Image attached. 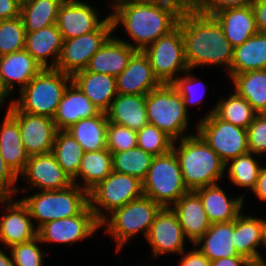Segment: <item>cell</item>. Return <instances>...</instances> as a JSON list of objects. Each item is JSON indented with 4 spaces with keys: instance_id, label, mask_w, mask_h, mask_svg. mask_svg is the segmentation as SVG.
<instances>
[{
    "instance_id": "cell-56",
    "label": "cell",
    "mask_w": 266,
    "mask_h": 266,
    "mask_svg": "<svg viewBox=\"0 0 266 266\" xmlns=\"http://www.w3.org/2000/svg\"><path fill=\"white\" fill-rule=\"evenodd\" d=\"M243 266H266V260L263 257L258 259H249Z\"/></svg>"
},
{
    "instance_id": "cell-6",
    "label": "cell",
    "mask_w": 266,
    "mask_h": 266,
    "mask_svg": "<svg viewBox=\"0 0 266 266\" xmlns=\"http://www.w3.org/2000/svg\"><path fill=\"white\" fill-rule=\"evenodd\" d=\"M39 229L47 222L78 215L88 204V192L73 184L62 190L38 191L20 199Z\"/></svg>"
},
{
    "instance_id": "cell-23",
    "label": "cell",
    "mask_w": 266,
    "mask_h": 266,
    "mask_svg": "<svg viewBox=\"0 0 266 266\" xmlns=\"http://www.w3.org/2000/svg\"><path fill=\"white\" fill-rule=\"evenodd\" d=\"M136 51L129 44L111 35L92 56L86 70L117 77L127 67Z\"/></svg>"
},
{
    "instance_id": "cell-33",
    "label": "cell",
    "mask_w": 266,
    "mask_h": 266,
    "mask_svg": "<svg viewBox=\"0 0 266 266\" xmlns=\"http://www.w3.org/2000/svg\"><path fill=\"white\" fill-rule=\"evenodd\" d=\"M112 172V153L107 148L84 152L78 175L73 179V183L89 192ZM81 181L83 182L80 183Z\"/></svg>"
},
{
    "instance_id": "cell-58",
    "label": "cell",
    "mask_w": 266,
    "mask_h": 266,
    "mask_svg": "<svg viewBox=\"0 0 266 266\" xmlns=\"http://www.w3.org/2000/svg\"><path fill=\"white\" fill-rule=\"evenodd\" d=\"M130 1L132 0H110V7L113 9L112 11H114L117 7Z\"/></svg>"
},
{
    "instance_id": "cell-5",
    "label": "cell",
    "mask_w": 266,
    "mask_h": 266,
    "mask_svg": "<svg viewBox=\"0 0 266 266\" xmlns=\"http://www.w3.org/2000/svg\"><path fill=\"white\" fill-rule=\"evenodd\" d=\"M161 208L150 197L143 195L114 210L100 223V226L104 227V232L112 237L118 253L139 232L146 238Z\"/></svg>"
},
{
    "instance_id": "cell-35",
    "label": "cell",
    "mask_w": 266,
    "mask_h": 266,
    "mask_svg": "<svg viewBox=\"0 0 266 266\" xmlns=\"http://www.w3.org/2000/svg\"><path fill=\"white\" fill-rule=\"evenodd\" d=\"M229 80L257 113H266V69L236 74Z\"/></svg>"
},
{
    "instance_id": "cell-14",
    "label": "cell",
    "mask_w": 266,
    "mask_h": 266,
    "mask_svg": "<svg viewBox=\"0 0 266 266\" xmlns=\"http://www.w3.org/2000/svg\"><path fill=\"white\" fill-rule=\"evenodd\" d=\"M7 112L18 122L21 140L27 155L50 153L57 128L52 118L21 111L13 102H8Z\"/></svg>"
},
{
    "instance_id": "cell-54",
    "label": "cell",
    "mask_w": 266,
    "mask_h": 266,
    "mask_svg": "<svg viewBox=\"0 0 266 266\" xmlns=\"http://www.w3.org/2000/svg\"><path fill=\"white\" fill-rule=\"evenodd\" d=\"M247 259L245 257H224L210 261L211 266H243Z\"/></svg>"
},
{
    "instance_id": "cell-57",
    "label": "cell",
    "mask_w": 266,
    "mask_h": 266,
    "mask_svg": "<svg viewBox=\"0 0 266 266\" xmlns=\"http://www.w3.org/2000/svg\"><path fill=\"white\" fill-rule=\"evenodd\" d=\"M8 97L9 95L5 92L0 81V107L6 104L5 102H7L6 99H9Z\"/></svg>"
},
{
    "instance_id": "cell-46",
    "label": "cell",
    "mask_w": 266,
    "mask_h": 266,
    "mask_svg": "<svg viewBox=\"0 0 266 266\" xmlns=\"http://www.w3.org/2000/svg\"><path fill=\"white\" fill-rule=\"evenodd\" d=\"M249 152L256 155L266 154V113H257L247 128Z\"/></svg>"
},
{
    "instance_id": "cell-11",
    "label": "cell",
    "mask_w": 266,
    "mask_h": 266,
    "mask_svg": "<svg viewBox=\"0 0 266 266\" xmlns=\"http://www.w3.org/2000/svg\"><path fill=\"white\" fill-rule=\"evenodd\" d=\"M143 52L148 56L153 73L161 84H172L189 68L184 55V42L180 26L159 37Z\"/></svg>"
},
{
    "instance_id": "cell-12",
    "label": "cell",
    "mask_w": 266,
    "mask_h": 266,
    "mask_svg": "<svg viewBox=\"0 0 266 266\" xmlns=\"http://www.w3.org/2000/svg\"><path fill=\"white\" fill-rule=\"evenodd\" d=\"M113 33V23L109 16L97 30L63 40L55 69L71 76L78 71L85 70L92 56L111 35H114Z\"/></svg>"
},
{
    "instance_id": "cell-24",
    "label": "cell",
    "mask_w": 266,
    "mask_h": 266,
    "mask_svg": "<svg viewBox=\"0 0 266 266\" xmlns=\"http://www.w3.org/2000/svg\"><path fill=\"white\" fill-rule=\"evenodd\" d=\"M71 78L72 82L100 112L106 113L118 95L116 77L104 73L89 72L85 69L76 72Z\"/></svg>"
},
{
    "instance_id": "cell-13",
    "label": "cell",
    "mask_w": 266,
    "mask_h": 266,
    "mask_svg": "<svg viewBox=\"0 0 266 266\" xmlns=\"http://www.w3.org/2000/svg\"><path fill=\"white\" fill-rule=\"evenodd\" d=\"M101 228L100 222L89 204L76 216L53 220L38 229V237L43 245L67 244L93 237Z\"/></svg>"
},
{
    "instance_id": "cell-19",
    "label": "cell",
    "mask_w": 266,
    "mask_h": 266,
    "mask_svg": "<svg viewBox=\"0 0 266 266\" xmlns=\"http://www.w3.org/2000/svg\"><path fill=\"white\" fill-rule=\"evenodd\" d=\"M161 85L155 77L148 56L137 50L127 67L116 77L117 93L122 95H143Z\"/></svg>"
},
{
    "instance_id": "cell-55",
    "label": "cell",
    "mask_w": 266,
    "mask_h": 266,
    "mask_svg": "<svg viewBox=\"0 0 266 266\" xmlns=\"http://www.w3.org/2000/svg\"><path fill=\"white\" fill-rule=\"evenodd\" d=\"M0 247V266H15L10 250ZM9 253H7V252ZM8 254V255H7Z\"/></svg>"
},
{
    "instance_id": "cell-43",
    "label": "cell",
    "mask_w": 266,
    "mask_h": 266,
    "mask_svg": "<svg viewBox=\"0 0 266 266\" xmlns=\"http://www.w3.org/2000/svg\"><path fill=\"white\" fill-rule=\"evenodd\" d=\"M193 70L188 69L178 77L172 85L180 93L186 111L189 113V106L201 105L204 101L206 86L200 78L192 75ZM203 89V90H202ZM200 92V93H199Z\"/></svg>"
},
{
    "instance_id": "cell-48",
    "label": "cell",
    "mask_w": 266,
    "mask_h": 266,
    "mask_svg": "<svg viewBox=\"0 0 266 266\" xmlns=\"http://www.w3.org/2000/svg\"><path fill=\"white\" fill-rule=\"evenodd\" d=\"M18 177L6 165L0 153V198L15 197L20 193L19 188L16 186Z\"/></svg>"
},
{
    "instance_id": "cell-40",
    "label": "cell",
    "mask_w": 266,
    "mask_h": 266,
    "mask_svg": "<svg viewBox=\"0 0 266 266\" xmlns=\"http://www.w3.org/2000/svg\"><path fill=\"white\" fill-rule=\"evenodd\" d=\"M154 156L138 146L126 151L112 153L113 171L134 176L143 181Z\"/></svg>"
},
{
    "instance_id": "cell-47",
    "label": "cell",
    "mask_w": 266,
    "mask_h": 266,
    "mask_svg": "<svg viewBox=\"0 0 266 266\" xmlns=\"http://www.w3.org/2000/svg\"><path fill=\"white\" fill-rule=\"evenodd\" d=\"M255 0H198L197 12L206 16L230 8H239L252 5Z\"/></svg>"
},
{
    "instance_id": "cell-4",
    "label": "cell",
    "mask_w": 266,
    "mask_h": 266,
    "mask_svg": "<svg viewBox=\"0 0 266 266\" xmlns=\"http://www.w3.org/2000/svg\"><path fill=\"white\" fill-rule=\"evenodd\" d=\"M71 82V75L55 68H43L18 93L19 98H12V102L23 112L53 119Z\"/></svg>"
},
{
    "instance_id": "cell-44",
    "label": "cell",
    "mask_w": 266,
    "mask_h": 266,
    "mask_svg": "<svg viewBox=\"0 0 266 266\" xmlns=\"http://www.w3.org/2000/svg\"><path fill=\"white\" fill-rule=\"evenodd\" d=\"M40 245V246H39ZM39 237L12 245L10 250L15 266H43L45 250H41Z\"/></svg>"
},
{
    "instance_id": "cell-30",
    "label": "cell",
    "mask_w": 266,
    "mask_h": 266,
    "mask_svg": "<svg viewBox=\"0 0 266 266\" xmlns=\"http://www.w3.org/2000/svg\"><path fill=\"white\" fill-rule=\"evenodd\" d=\"M0 126V153L6 165L19 178L29 156L21 140L18 122L6 111Z\"/></svg>"
},
{
    "instance_id": "cell-21",
    "label": "cell",
    "mask_w": 266,
    "mask_h": 266,
    "mask_svg": "<svg viewBox=\"0 0 266 266\" xmlns=\"http://www.w3.org/2000/svg\"><path fill=\"white\" fill-rule=\"evenodd\" d=\"M195 192L199 195L211 224L234 221L244 210L245 194L228 197L219 183L199 188Z\"/></svg>"
},
{
    "instance_id": "cell-38",
    "label": "cell",
    "mask_w": 266,
    "mask_h": 266,
    "mask_svg": "<svg viewBox=\"0 0 266 266\" xmlns=\"http://www.w3.org/2000/svg\"><path fill=\"white\" fill-rule=\"evenodd\" d=\"M52 153L63 171L73 180L79 172L84 150L66 130H57Z\"/></svg>"
},
{
    "instance_id": "cell-27",
    "label": "cell",
    "mask_w": 266,
    "mask_h": 266,
    "mask_svg": "<svg viewBox=\"0 0 266 266\" xmlns=\"http://www.w3.org/2000/svg\"><path fill=\"white\" fill-rule=\"evenodd\" d=\"M99 112L85 94L71 82L63 94L53 121L57 130H66L80 119L93 117Z\"/></svg>"
},
{
    "instance_id": "cell-52",
    "label": "cell",
    "mask_w": 266,
    "mask_h": 266,
    "mask_svg": "<svg viewBox=\"0 0 266 266\" xmlns=\"http://www.w3.org/2000/svg\"><path fill=\"white\" fill-rule=\"evenodd\" d=\"M20 6L21 4L16 0H0V20L20 16Z\"/></svg>"
},
{
    "instance_id": "cell-9",
    "label": "cell",
    "mask_w": 266,
    "mask_h": 266,
    "mask_svg": "<svg viewBox=\"0 0 266 266\" xmlns=\"http://www.w3.org/2000/svg\"><path fill=\"white\" fill-rule=\"evenodd\" d=\"M143 195V183L139 178L113 171L88 192V199L101 223L114 210Z\"/></svg>"
},
{
    "instance_id": "cell-34",
    "label": "cell",
    "mask_w": 266,
    "mask_h": 266,
    "mask_svg": "<svg viewBox=\"0 0 266 266\" xmlns=\"http://www.w3.org/2000/svg\"><path fill=\"white\" fill-rule=\"evenodd\" d=\"M108 119L104 112L90 118L80 119L71 125L68 131L80 144L84 152L107 148Z\"/></svg>"
},
{
    "instance_id": "cell-15",
    "label": "cell",
    "mask_w": 266,
    "mask_h": 266,
    "mask_svg": "<svg viewBox=\"0 0 266 266\" xmlns=\"http://www.w3.org/2000/svg\"><path fill=\"white\" fill-rule=\"evenodd\" d=\"M144 239L151 245L153 259L166 254L179 256L183 251L187 252V239L171 207L160 209Z\"/></svg>"
},
{
    "instance_id": "cell-3",
    "label": "cell",
    "mask_w": 266,
    "mask_h": 266,
    "mask_svg": "<svg viewBox=\"0 0 266 266\" xmlns=\"http://www.w3.org/2000/svg\"><path fill=\"white\" fill-rule=\"evenodd\" d=\"M172 150L178 158L189 191L218 184L226 175L225 164L196 130L191 135L175 140Z\"/></svg>"
},
{
    "instance_id": "cell-32",
    "label": "cell",
    "mask_w": 266,
    "mask_h": 266,
    "mask_svg": "<svg viewBox=\"0 0 266 266\" xmlns=\"http://www.w3.org/2000/svg\"><path fill=\"white\" fill-rule=\"evenodd\" d=\"M262 69H266V33H257L242 45L233 48L228 77Z\"/></svg>"
},
{
    "instance_id": "cell-41",
    "label": "cell",
    "mask_w": 266,
    "mask_h": 266,
    "mask_svg": "<svg viewBox=\"0 0 266 266\" xmlns=\"http://www.w3.org/2000/svg\"><path fill=\"white\" fill-rule=\"evenodd\" d=\"M26 31L20 16L0 20V56L25 49Z\"/></svg>"
},
{
    "instance_id": "cell-25",
    "label": "cell",
    "mask_w": 266,
    "mask_h": 266,
    "mask_svg": "<svg viewBox=\"0 0 266 266\" xmlns=\"http://www.w3.org/2000/svg\"><path fill=\"white\" fill-rule=\"evenodd\" d=\"M212 17L219 23L233 48L258 33L252 5L225 9Z\"/></svg>"
},
{
    "instance_id": "cell-16",
    "label": "cell",
    "mask_w": 266,
    "mask_h": 266,
    "mask_svg": "<svg viewBox=\"0 0 266 266\" xmlns=\"http://www.w3.org/2000/svg\"><path fill=\"white\" fill-rule=\"evenodd\" d=\"M0 205L5 210L0 216V242L5 248L38 237V229L20 199L0 198Z\"/></svg>"
},
{
    "instance_id": "cell-18",
    "label": "cell",
    "mask_w": 266,
    "mask_h": 266,
    "mask_svg": "<svg viewBox=\"0 0 266 266\" xmlns=\"http://www.w3.org/2000/svg\"><path fill=\"white\" fill-rule=\"evenodd\" d=\"M19 177L37 191L62 190L74 184L52 152L30 156Z\"/></svg>"
},
{
    "instance_id": "cell-36",
    "label": "cell",
    "mask_w": 266,
    "mask_h": 266,
    "mask_svg": "<svg viewBox=\"0 0 266 266\" xmlns=\"http://www.w3.org/2000/svg\"><path fill=\"white\" fill-rule=\"evenodd\" d=\"M64 0H27L20 6L26 33L56 24L58 10Z\"/></svg>"
},
{
    "instance_id": "cell-51",
    "label": "cell",
    "mask_w": 266,
    "mask_h": 266,
    "mask_svg": "<svg viewBox=\"0 0 266 266\" xmlns=\"http://www.w3.org/2000/svg\"><path fill=\"white\" fill-rule=\"evenodd\" d=\"M252 8L258 33H266V0H255Z\"/></svg>"
},
{
    "instance_id": "cell-49",
    "label": "cell",
    "mask_w": 266,
    "mask_h": 266,
    "mask_svg": "<svg viewBox=\"0 0 266 266\" xmlns=\"http://www.w3.org/2000/svg\"><path fill=\"white\" fill-rule=\"evenodd\" d=\"M172 9L180 17L197 10L198 0H142Z\"/></svg>"
},
{
    "instance_id": "cell-42",
    "label": "cell",
    "mask_w": 266,
    "mask_h": 266,
    "mask_svg": "<svg viewBox=\"0 0 266 266\" xmlns=\"http://www.w3.org/2000/svg\"><path fill=\"white\" fill-rule=\"evenodd\" d=\"M174 140L152 124L137 131V146L153 156L164 155L172 150Z\"/></svg>"
},
{
    "instance_id": "cell-45",
    "label": "cell",
    "mask_w": 266,
    "mask_h": 266,
    "mask_svg": "<svg viewBox=\"0 0 266 266\" xmlns=\"http://www.w3.org/2000/svg\"><path fill=\"white\" fill-rule=\"evenodd\" d=\"M107 149L111 153L122 152L137 147V131L108 122Z\"/></svg>"
},
{
    "instance_id": "cell-10",
    "label": "cell",
    "mask_w": 266,
    "mask_h": 266,
    "mask_svg": "<svg viewBox=\"0 0 266 266\" xmlns=\"http://www.w3.org/2000/svg\"><path fill=\"white\" fill-rule=\"evenodd\" d=\"M196 132L224 164L249 152L247 129L222 121L213 113L196 122Z\"/></svg>"
},
{
    "instance_id": "cell-20",
    "label": "cell",
    "mask_w": 266,
    "mask_h": 266,
    "mask_svg": "<svg viewBox=\"0 0 266 266\" xmlns=\"http://www.w3.org/2000/svg\"><path fill=\"white\" fill-rule=\"evenodd\" d=\"M42 69L25 49L0 56V81L9 96H12L17 88L19 93Z\"/></svg>"
},
{
    "instance_id": "cell-53",
    "label": "cell",
    "mask_w": 266,
    "mask_h": 266,
    "mask_svg": "<svg viewBox=\"0 0 266 266\" xmlns=\"http://www.w3.org/2000/svg\"><path fill=\"white\" fill-rule=\"evenodd\" d=\"M252 193H254L257 200L259 199L260 202H266V165L261 167L255 188L252 190Z\"/></svg>"
},
{
    "instance_id": "cell-28",
    "label": "cell",
    "mask_w": 266,
    "mask_h": 266,
    "mask_svg": "<svg viewBox=\"0 0 266 266\" xmlns=\"http://www.w3.org/2000/svg\"><path fill=\"white\" fill-rule=\"evenodd\" d=\"M232 242L240 256L249 259L263 257L258 247H264L263 218L240 213L234 220Z\"/></svg>"
},
{
    "instance_id": "cell-8",
    "label": "cell",
    "mask_w": 266,
    "mask_h": 266,
    "mask_svg": "<svg viewBox=\"0 0 266 266\" xmlns=\"http://www.w3.org/2000/svg\"><path fill=\"white\" fill-rule=\"evenodd\" d=\"M143 183V194L162 208L172 207L189 192L184 183L178 158L173 150L154 156Z\"/></svg>"
},
{
    "instance_id": "cell-31",
    "label": "cell",
    "mask_w": 266,
    "mask_h": 266,
    "mask_svg": "<svg viewBox=\"0 0 266 266\" xmlns=\"http://www.w3.org/2000/svg\"><path fill=\"white\" fill-rule=\"evenodd\" d=\"M234 221L214 223L192 246H196L210 261L240 256L232 242Z\"/></svg>"
},
{
    "instance_id": "cell-37",
    "label": "cell",
    "mask_w": 266,
    "mask_h": 266,
    "mask_svg": "<svg viewBox=\"0 0 266 266\" xmlns=\"http://www.w3.org/2000/svg\"><path fill=\"white\" fill-rule=\"evenodd\" d=\"M228 98H219L215 106L211 111H208L206 115L213 113L217 118L222 121L231 123L235 126L247 129L253 122L257 112L251 107V105L239 96L235 91Z\"/></svg>"
},
{
    "instance_id": "cell-29",
    "label": "cell",
    "mask_w": 266,
    "mask_h": 266,
    "mask_svg": "<svg viewBox=\"0 0 266 266\" xmlns=\"http://www.w3.org/2000/svg\"><path fill=\"white\" fill-rule=\"evenodd\" d=\"M108 122L128 127L131 130H141L146 124V96L118 94L106 112Z\"/></svg>"
},
{
    "instance_id": "cell-1",
    "label": "cell",
    "mask_w": 266,
    "mask_h": 266,
    "mask_svg": "<svg viewBox=\"0 0 266 266\" xmlns=\"http://www.w3.org/2000/svg\"><path fill=\"white\" fill-rule=\"evenodd\" d=\"M184 55L189 69L220 66L230 70L233 47L219 23L212 17L195 11L179 18Z\"/></svg>"
},
{
    "instance_id": "cell-26",
    "label": "cell",
    "mask_w": 266,
    "mask_h": 266,
    "mask_svg": "<svg viewBox=\"0 0 266 266\" xmlns=\"http://www.w3.org/2000/svg\"><path fill=\"white\" fill-rule=\"evenodd\" d=\"M62 45L63 38L56 24L26 33L25 50L42 68L56 67Z\"/></svg>"
},
{
    "instance_id": "cell-22",
    "label": "cell",
    "mask_w": 266,
    "mask_h": 266,
    "mask_svg": "<svg viewBox=\"0 0 266 266\" xmlns=\"http://www.w3.org/2000/svg\"><path fill=\"white\" fill-rule=\"evenodd\" d=\"M171 209L176 213L185 238L193 245L211 225L203 203L195 191L184 194Z\"/></svg>"
},
{
    "instance_id": "cell-60",
    "label": "cell",
    "mask_w": 266,
    "mask_h": 266,
    "mask_svg": "<svg viewBox=\"0 0 266 266\" xmlns=\"http://www.w3.org/2000/svg\"><path fill=\"white\" fill-rule=\"evenodd\" d=\"M17 2H19L20 4L25 3L27 0H16Z\"/></svg>"
},
{
    "instance_id": "cell-7",
    "label": "cell",
    "mask_w": 266,
    "mask_h": 266,
    "mask_svg": "<svg viewBox=\"0 0 266 266\" xmlns=\"http://www.w3.org/2000/svg\"><path fill=\"white\" fill-rule=\"evenodd\" d=\"M147 119L174 141L186 133L191 116L186 111L180 93L172 84H161L146 95Z\"/></svg>"
},
{
    "instance_id": "cell-2",
    "label": "cell",
    "mask_w": 266,
    "mask_h": 266,
    "mask_svg": "<svg viewBox=\"0 0 266 266\" xmlns=\"http://www.w3.org/2000/svg\"><path fill=\"white\" fill-rule=\"evenodd\" d=\"M110 17L113 32H116L121 24L134 44L122 38L118 39L141 51L159 37L172 31L178 25L180 18L170 8L142 0H132L117 7Z\"/></svg>"
},
{
    "instance_id": "cell-17",
    "label": "cell",
    "mask_w": 266,
    "mask_h": 266,
    "mask_svg": "<svg viewBox=\"0 0 266 266\" xmlns=\"http://www.w3.org/2000/svg\"><path fill=\"white\" fill-rule=\"evenodd\" d=\"M99 11L91 2L64 0L59 7L56 25L63 40L79 37L97 30L110 16L100 18ZM102 19V20H101Z\"/></svg>"
},
{
    "instance_id": "cell-59",
    "label": "cell",
    "mask_w": 266,
    "mask_h": 266,
    "mask_svg": "<svg viewBox=\"0 0 266 266\" xmlns=\"http://www.w3.org/2000/svg\"><path fill=\"white\" fill-rule=\"evenodd\" d=\"M263 237H264V247L266 248V219L263 218Z\"/></svg>"
},
{
    "instance_id": "cell-39",
    "label": "cell",
    "mask_w": 266,
    "mask_h": 266,
    "mask_svg": "<svg viewBox=\"0 0 266 266\" xmlns=\"http://www.w3.org/2000/svg\"><path fill=\"white\" fill-rule=\"evenodd\" d=\"M261 157L248 152L226 163L225 172L228 171L227 177L230 182L236 187L252 191L255 188L260 169L263 166L259 163V160L262 159Z\"/></svg>"
},
{
    "instance_id": "cell-50",
    "label": "cell",
    "mask_w": 266,
    "mask_h": 266,
    "mask_svg": "<svg viewBox=\"0 0 266 266\" xmlns=\"http://www.w3.org/2000/svg\"><path fill=\"white\" fill-rule=\"evenodd\" d=\"M188 251H183L179 256L178 266H211L210 260L196 247Z\"/></svg>"
}]
</instances>
